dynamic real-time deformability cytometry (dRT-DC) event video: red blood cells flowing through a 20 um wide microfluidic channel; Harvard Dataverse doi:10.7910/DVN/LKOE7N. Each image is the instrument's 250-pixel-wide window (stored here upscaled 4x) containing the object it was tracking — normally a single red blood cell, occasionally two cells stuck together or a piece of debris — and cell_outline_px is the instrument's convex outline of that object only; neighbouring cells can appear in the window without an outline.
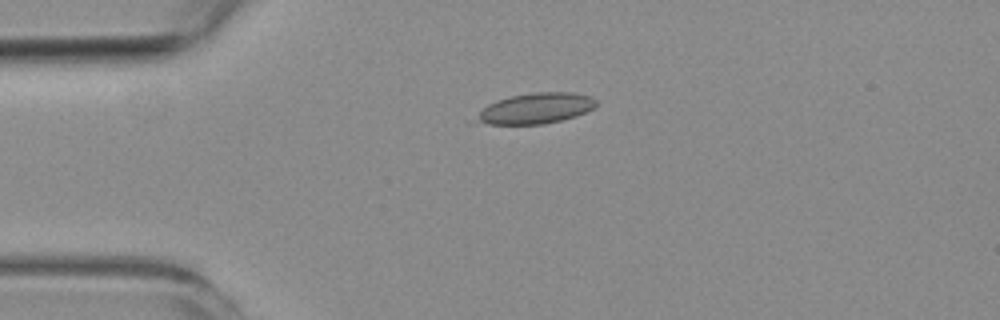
{"species": "common noctule bat (a hibernating species)", "species_latin": "Nyctalus noctula", "temperature_condition": "room temperature", "stored_images_in_passage": 3, "camera_frame_rate_fps": 3000, "um_per_image_px": 0.085, "animal": {"sex": "female", "body_mass_g": 19.3, "forearm_length_mm": 54.1}, "frame": {"image": 1, "passage_image": 3, "time_ms": 4.0, "image_size_px": [1000, 320], "cell_outline_px": [[596, 104], [592, 108], [576, 116], [544, 124], [488, 124], [480, 120], [476, 116], [488, 104], [512, 96], [532, 92], [572, 92], [592, 96], [596, 100]], "centroid_in_image_um": [45.6, 9.2], "position_along_channel_um": 39.4, "area_um2": 20.92}}